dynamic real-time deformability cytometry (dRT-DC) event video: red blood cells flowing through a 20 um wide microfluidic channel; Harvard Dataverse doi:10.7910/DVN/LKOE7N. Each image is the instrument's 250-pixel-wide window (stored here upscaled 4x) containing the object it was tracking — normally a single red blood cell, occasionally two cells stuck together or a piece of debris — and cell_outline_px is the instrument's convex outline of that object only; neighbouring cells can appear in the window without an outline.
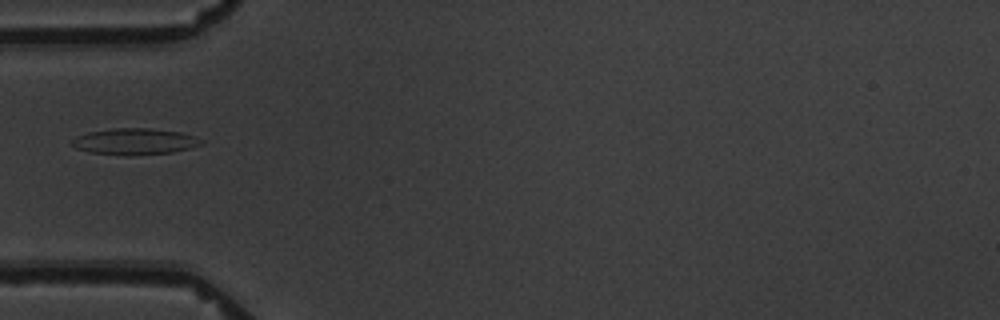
{"species": "common noctule bat (a hibernating species)", "species_latin": "Nyctalus noctula", "temperature_condition": "warm", "stored_images_in_passage": 7, "camera_frame_rate_fps": 3000, "um_per_image_px": 0.085, "animal": {"sex": "male", "body_mass_g": 19.5, "forearm_length_mm": 54.6}, "frame": {"image": 1, "passage_image": 2, "time_ms": 2.0, "image_size_px": [1000, 320], "cell_outline_px": [[204, 144], [172, 152], [132, 156], [124, 156], [88, 152], [76, 148], [72, 144], [72, 140], [76, 136], [88, 132], [112, 128], [148, 128], [180, 132], [196, 136], [204, 140]], "centroid_in_image_um": [11.46, 12.03], "position_along_channel_um": 73.5, "area_um2": 20.06}}
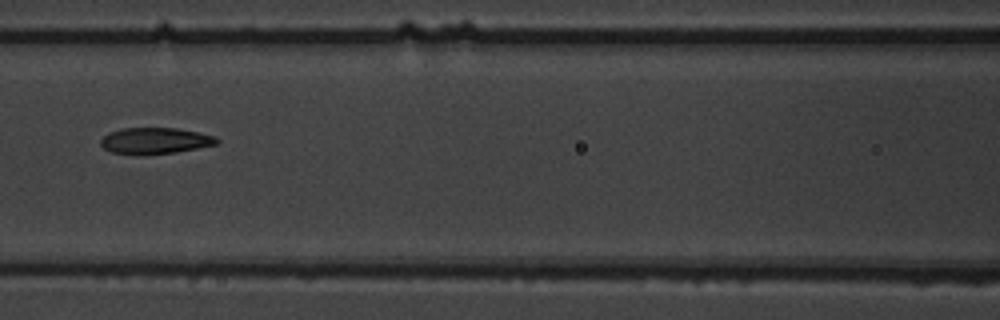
{"frame": {"image": 2, "passage_image": 4, "time_ms": 4.333, "image_size_px": [1000, 320], "cell_outline_px": [[220, 140], [216, 144], [176, 152], [144, 156], [136, 156], [112, 152], [104, 148], [100, 144], [100, 140], [108, 132], [120, 128], [176, 128], [216, 136]], "centroid_in_image_um": [13.13, 11.98], "position_along_channel_um": 153.5, "area_um2": 18.03}}
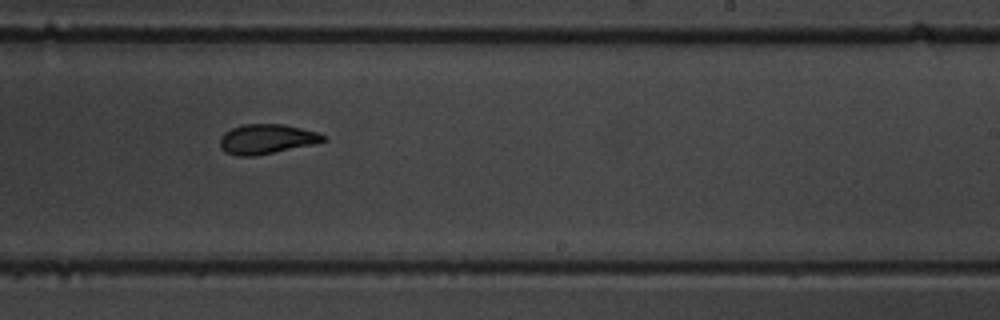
{"frame": {"image": 3, "passage_image": 7, "time_ms": 7.667, "image_size_px": [1000, 320], "cell_outline_px": [[328, 140], [316, 144], [256, 156], [236, 156], [224, 152], [220, 144], [220, 136], [224, 132], [232, 128], [244, 124], [284, 124], [316, 132], [324, 136]], "centroid_in_image_um": [22.65, 11.83], "position_along_channel_um": 266.3, "area_um2": 18.03}}